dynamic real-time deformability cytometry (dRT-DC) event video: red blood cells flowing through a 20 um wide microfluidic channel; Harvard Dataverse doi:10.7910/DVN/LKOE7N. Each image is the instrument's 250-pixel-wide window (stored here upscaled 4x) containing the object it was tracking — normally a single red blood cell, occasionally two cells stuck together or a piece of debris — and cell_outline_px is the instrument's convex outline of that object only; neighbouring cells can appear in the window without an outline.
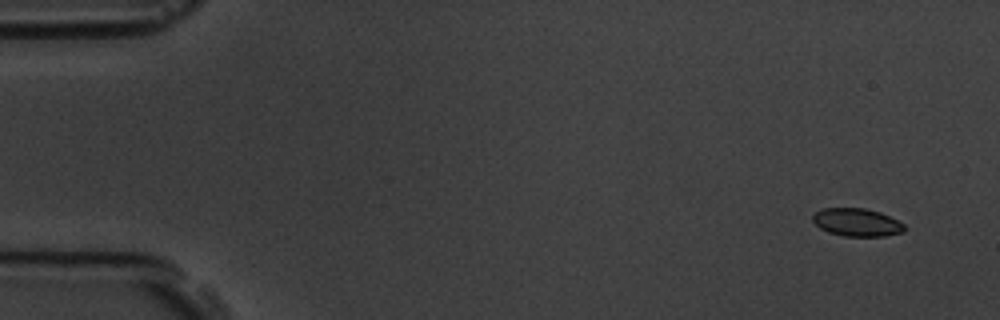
{"species": "common noctule bat (a hibernating species)", "species_latin": "Nyctalus noctula", "temperature_condition": "room temperature", "stored_images_in_passage": 7, "camera_frame_rate_fps": 3000, "um_per_image_px": 0.085, "animal": {"sex": "male", "body_mass_g": 19.5, "forearm_length_mm": 54.6}, "frame": {"image": 1, "passage_image": 1, "time_ms": 0.0, "image_size_px": [1000, 320], "cell_outline_px": [[904, 232], [884, 236], [844, 236], [828, 232], [820, 228], [812, 220], [812, 216], [816, 212], [824, 208], [864, 208], [880, 212], [904, 224]], "centroid_in_image_um": [72.82, 18.9], "position_along_channel_um": 12.2, "area_um2": 14.8}}
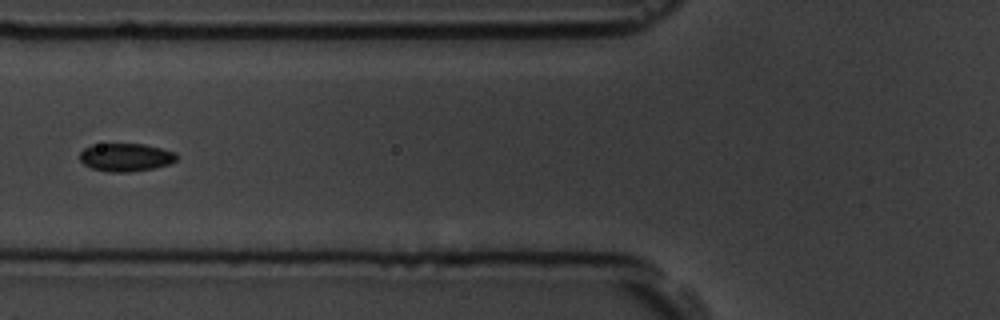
{"frame": {"image": 2, "passage_image": 6, "time_ms": 6.0, "image_size_px": [1000, 320], "cell_outline_px": [[176, 160], [168, 164], [156, 168], [128, 172], [108, 172], [92, 168], [84, 164], [80, 160], [80, 152], [84, 148], [92, 144], [144, 144], [176, 152]], "centroid_in_image_um": [10.67, 13.37], "position_along_channel_um": 115.1, "area_um2": 15.84}}
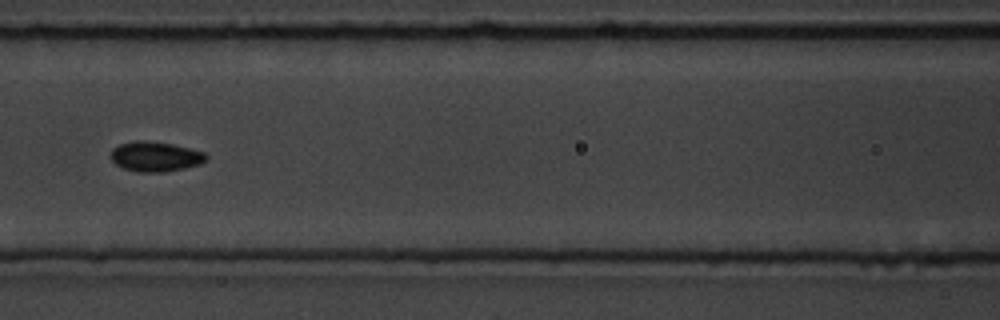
{"frame": {"image": 3, "passage_image": 7, "time_ms": 7.0, "image_size_px": [1000, 320], "cell_outline_px": [[208, 160], [200, 164], [184, 168], [164, 172], [136, 172], [124, 168], [116, 164], [108, 156], [112, 148], [120, 144], [136, 140], [144, 140], [172, 144], [204, 152], [208, 156]], "centroid_in_image_um": [13.18, 13.31], "position_along_channel_um": 153.4, "area_um2": 16.76}}